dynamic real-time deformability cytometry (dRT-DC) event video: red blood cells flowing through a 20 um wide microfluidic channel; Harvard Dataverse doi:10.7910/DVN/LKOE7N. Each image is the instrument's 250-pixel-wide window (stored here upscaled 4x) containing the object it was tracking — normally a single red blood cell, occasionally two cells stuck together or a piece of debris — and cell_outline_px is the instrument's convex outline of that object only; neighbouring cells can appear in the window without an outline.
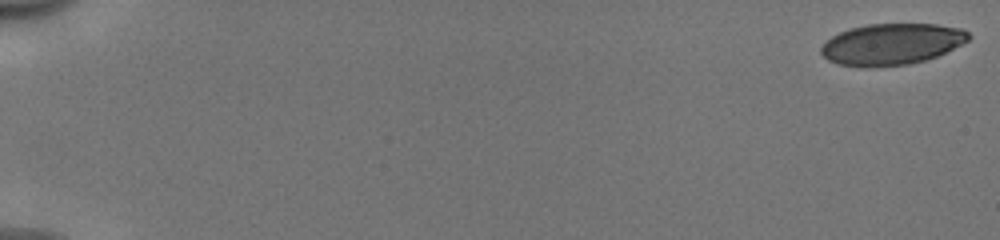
{"species": "human", "species_latin": "Homo sapiens", "temperature_condition": "cold", "stored_images_in_passage": 53, "camera_frame_rate_fps": 3000, "um_per_image_px": 0.085, "donor": {"sex": "male"}, "frame": {"image": 1, "passage_image": 1, "time_ms": 0.0, "image_size_px": [1000, 240], "cell_outline_px": [[972, 36], [968, 40], [936, 56], [924, 60], [908, 64], [836, 64], [828, 60], [820, 52], [820, 48], [832, 36], [840, 32], [852, 28], [868, 24], [936, 24], [960, 28], [968, 32]], "centroid_in_image_um": [75.82, 3.7], "position_along_channel_um": 9.2, "area_um2": 34.28}}
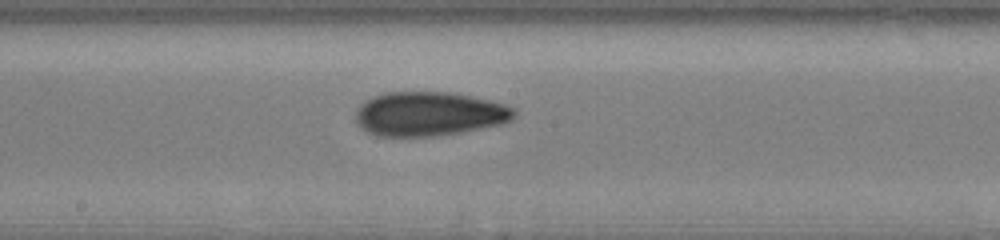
{"frame": {"image": 2, "passage_image": 31, "time_ms": 10.0, "image_size_px": [1000, 240], "cell_outline_px": [[516, 116], [512, 120], [504, 124], [460, 132], [436, 136], [376, 136], [360, 128], [356, 124], [356, 108], [360, 104], [384, 92], [448, 92], [488, 100], [504, 104], [516, 108]], "centroid_in_image_um": [36.48, 9.69], "position_along_channel_um": 211.7, "area_um2": 40.92}}
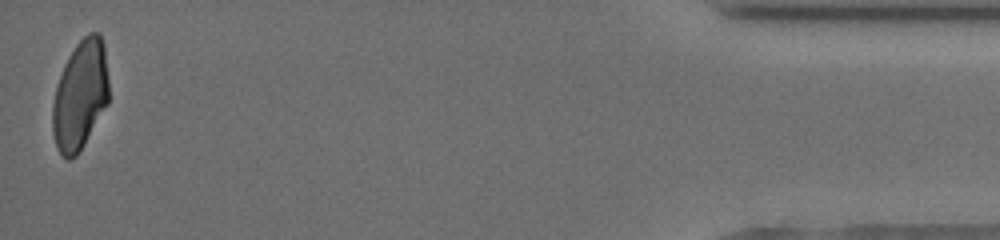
{"frame": {"image": 3, "passage_image": 53, "time_ms": 17.333, "image_size_px": [1000, 240], "cell_outline_px": [[108, 104], [84, 144], [76, 156], [68, 160], [56, 148], [52, 132], [52, 104], [56, 88], [64, 64], [68, 56], [76, 44], [88, 32], [100, 32], [104, 44], [108, 76]], "centroid_in_image_um": [6.82, 8.07], "position_along_channel_um": 428.4, "area_um2": 36.01}, "authors_computed_cell_mechanics": {"area_um2": 38.8994, "velocity_mm_per_s": 3.9784, "shape_relaxation_time_tau1_ms": null, "shape_relaxation_time_tau2_ms": 1.9108, "deformation_change_tau1": null, "deformation_change_tau2": 0.0816}}